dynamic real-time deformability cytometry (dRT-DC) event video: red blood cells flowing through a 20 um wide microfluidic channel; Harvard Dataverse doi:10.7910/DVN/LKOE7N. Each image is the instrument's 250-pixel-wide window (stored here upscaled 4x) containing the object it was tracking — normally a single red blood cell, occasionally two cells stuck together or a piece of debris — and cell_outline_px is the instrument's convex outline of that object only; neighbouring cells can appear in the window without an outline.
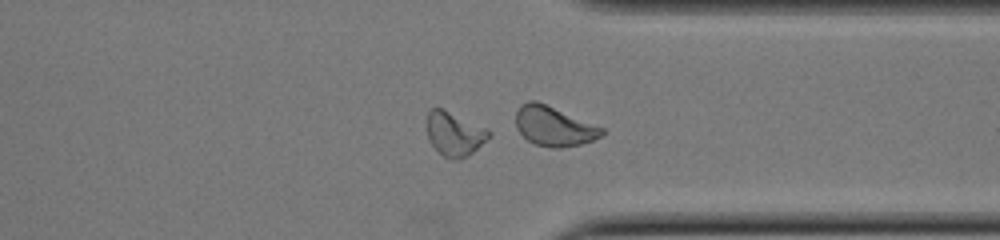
{"species": "common noctule bat (a hibernating species)", "species_latin": "Nyctalus noctula", "temperature_condition": "cold", "stored_images_in_passage": 50, "segment_of_instrument_passage": [2, 2], "camera_frame_rate_fps": 3000, "um_per_image_px": 0.085, "animal": {"sex": "female", "body_mass_g": 22.0, "forearm_length_mm": 56.7}, "frame": {"image": 1, "passage_image": 39, "time_ms": 12.667, "image_size_px": [1000, 240], "cell_outline_px": [[492, 136], [468, 156], [460, 160], [452, 160], [444, 156], [428, 140], [428, 112], [432, 108], [440, 108], [488, 128], [492, 132]], "centroid_in_image_um": [38.68, 11.4], "position_along_channel_um": 372.7, "area_um2": 15.84}}